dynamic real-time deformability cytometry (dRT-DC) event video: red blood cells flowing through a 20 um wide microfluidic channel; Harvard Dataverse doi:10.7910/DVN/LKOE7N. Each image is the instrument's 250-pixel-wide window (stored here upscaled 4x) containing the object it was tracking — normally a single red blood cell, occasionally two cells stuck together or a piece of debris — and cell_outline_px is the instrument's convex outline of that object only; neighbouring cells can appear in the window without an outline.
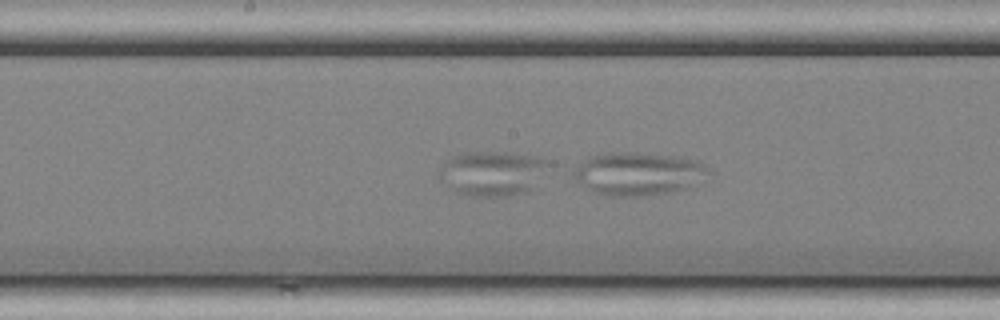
{"species": "common noctule bat (a hibernating species)", "species_latin": "Nyctalus noctula", "temperature_condition": "cold", "stored_images_in_passage": 15, "segment_of_instrument_passage": [2, 2], "camera_frame_rate_fps": 3000, "um_per_image_px": 0.085, "animal": {"sex": "female", "body_mass_g": 25.1}, "frame": {"image": 1, "passage_image": 15, "time_ms": 4.667, "image_size_px": [1000, 320], "cell_outline_px": [[708, 168], [684, 188], [672, 192], [644, 196], [608, 196], [596, 192], [568, 180], [572, 168], [576, 164], [588, 156], [600, 152], [636, 152], [680, 156], [700, 160]], "centroid_in_image_um": [54.02, 14.73], "position_along_channel_um": 194.2, "area_um2": 34.16}}